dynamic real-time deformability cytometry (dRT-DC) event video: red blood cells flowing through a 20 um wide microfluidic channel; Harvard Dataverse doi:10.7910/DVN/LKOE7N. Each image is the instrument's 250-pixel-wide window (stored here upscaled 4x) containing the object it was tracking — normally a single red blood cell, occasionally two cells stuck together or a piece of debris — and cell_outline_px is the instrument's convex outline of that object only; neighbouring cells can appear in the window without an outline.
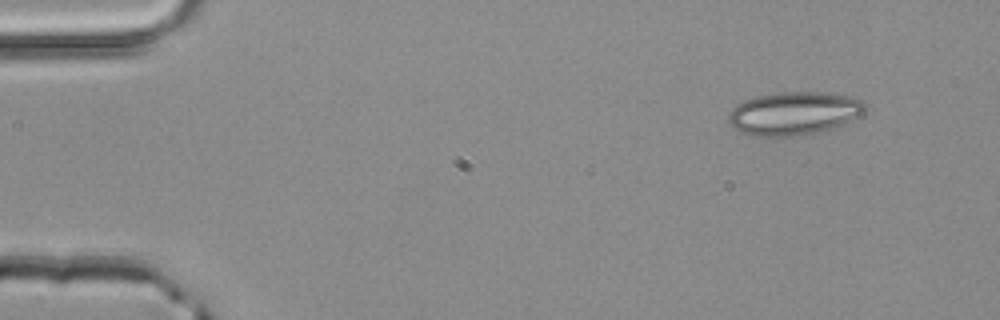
{"species": "common noctule bat (a hibernating species)", "species_latin": "Nyctalus noctula", "temperature_condition": "room temperature", "stored_images_in_passage": 3, "camera_frame_rate_fps": 3000, "um_per_image_px": 0.085, "animal": {"sex": "male", "body_mass_g": 20.4}, "frame": {"image": 1, "passage_image": 1, "time_ms": 0.0, "image_size_px": [1000, 320], "cell_outline_px": [[868, 104], [864, 112], [836, 128], [824, 132], [808, 136], [780, 140], [748, 136], [732, 128], [728, 120], [728, 116], [732, 108], [736, 104], [744, 100], [756, 96], [780, 92], [820, 92], [852, 96]], "centroid_in_image_um": [67.45, 9.71], "position_along_channel_um": 17.5, "area_um2": 35.95}}